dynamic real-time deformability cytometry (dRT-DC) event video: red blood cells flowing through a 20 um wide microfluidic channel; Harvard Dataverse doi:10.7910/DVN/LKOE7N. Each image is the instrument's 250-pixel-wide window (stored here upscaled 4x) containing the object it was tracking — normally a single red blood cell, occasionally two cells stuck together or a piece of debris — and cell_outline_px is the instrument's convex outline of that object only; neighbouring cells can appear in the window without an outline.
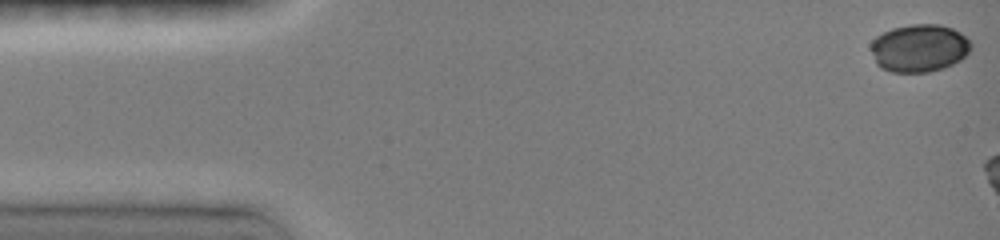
{"species": "common noctule bat (a hibernating species)", "species_latin": "Nyctalus noctula", "temperature_condition": "room temperature", "stored_images_in_passage": 6, "camera_frame_rate_fps": 3000, "um_per_image_px": 0.085, "animal": {"sex": "female", "body_mass_g": 19.0, "forearm_length_mm": 51.5}, "frame": {"image": 1, "passage_image": 1, "time_ms": 0.0, "image_size_px": [1000, 240], "cell_outline_px": [[972, 48], [960, 60], [944, 68], [928, 72], [892, 72], [880, 68], [876, 64], [872, 52], [872, 40], [876, 36], [892, 28], [912, 24], [940, 24], [952, 28], [960, 32], [972, 44]], "centroid_in_image_um": [78.13, 4.09], "position_along_channel_um": 6.9, "area_um2": 27.86}}